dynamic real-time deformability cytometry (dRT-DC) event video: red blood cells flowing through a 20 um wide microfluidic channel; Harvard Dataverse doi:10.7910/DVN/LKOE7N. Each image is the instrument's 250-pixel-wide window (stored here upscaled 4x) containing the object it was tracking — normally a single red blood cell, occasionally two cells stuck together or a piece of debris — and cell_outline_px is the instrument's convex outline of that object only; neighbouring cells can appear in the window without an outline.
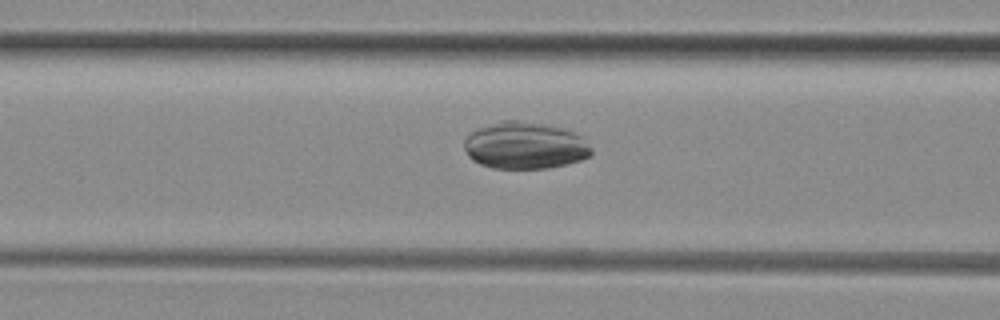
{"species": "common noctule bat (a hibernating species)", "species_latin": "Nyctalus noctula", "temperature_condition": "room temperature", "stored_images_in_passage": 31, "camera_frame_rate_fps": 3000, "um_per_image_px": 0.085, "animal": {"sex": "female", "body_mass_g": 29.2, "forearm_length_mm": 56.3}, "frame": {"image": 1, "passage_image": 7, "time_ms": 2.0, "image_size_px": [1000, 320], "cell_outline_px": [[592, 156], [580, 160], [548, 168], [492, 168], [480, 164], [472, 160], [468, 156], [464, 148], [464, 140], [472, 132], [480, 128], [500, 120], [516, 120], [544, 124], [560, 128], [572, 132], [580, 136], [592, 148]], "centroid_in_image_um": [44.61, 12.38], "position_along_channel_um": 122.0, "area_um2": 34.56}}
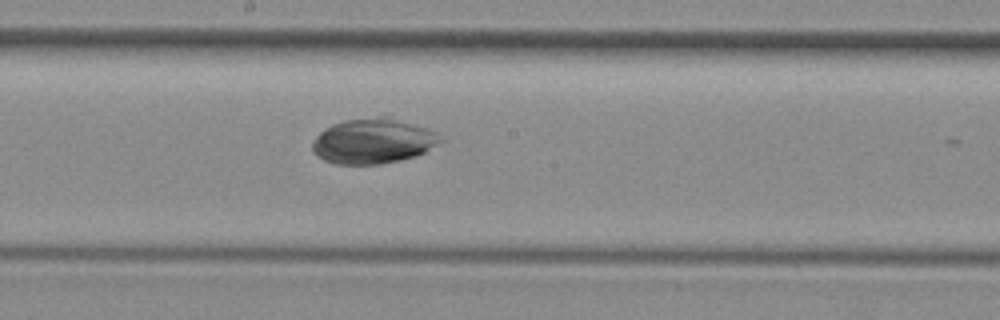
{"frame": {"image": 2, "passage_image": 14, "time_ms": 4.333, "image_size_px": [1000, 320], "cell_outline_px": [[444, 140], [424, 152], [416, 156], [400, 160], [380, 164], [336, 164], [324, 160], [316, 156], [312, 152], [312, 144], [316, 136], [324, 128], [332, 124], [344, 120], [384, 112], [436, 132]], "centroid_in_image_um": [31.71, 11.93], "position_along_channel_um": 216.5, "area_um2": 34.68}}
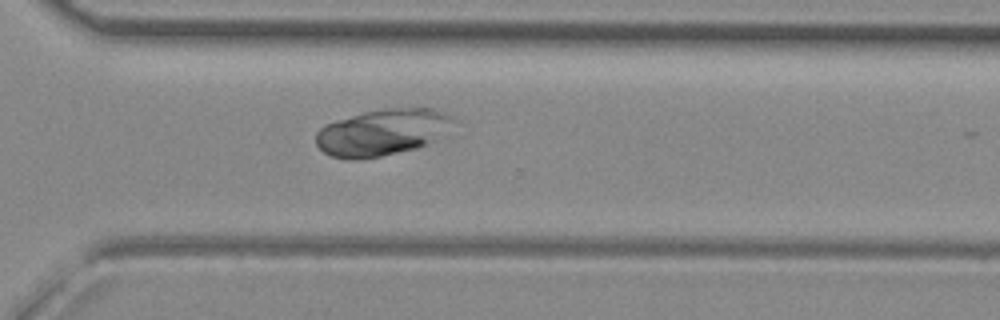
{"frame": {"image": 3, "passage_image": 23, "time_ms": 7.333, "image_size_px": [1000, 320], "cell_outline_px": [[456, 120], [436, 140], [416, 148], [380, 156], [360, 160], [344, 160], [332, 156], [324, 152], [316, 144], [316, 132], [324, 124], [336, 120], [364, 112], [384, 108], [432, 108], [456, 116]], "centroid_in_image_um": [32.48, 11.24], "position_along_channel_um": 338.1, "area_um2": 37.4}}